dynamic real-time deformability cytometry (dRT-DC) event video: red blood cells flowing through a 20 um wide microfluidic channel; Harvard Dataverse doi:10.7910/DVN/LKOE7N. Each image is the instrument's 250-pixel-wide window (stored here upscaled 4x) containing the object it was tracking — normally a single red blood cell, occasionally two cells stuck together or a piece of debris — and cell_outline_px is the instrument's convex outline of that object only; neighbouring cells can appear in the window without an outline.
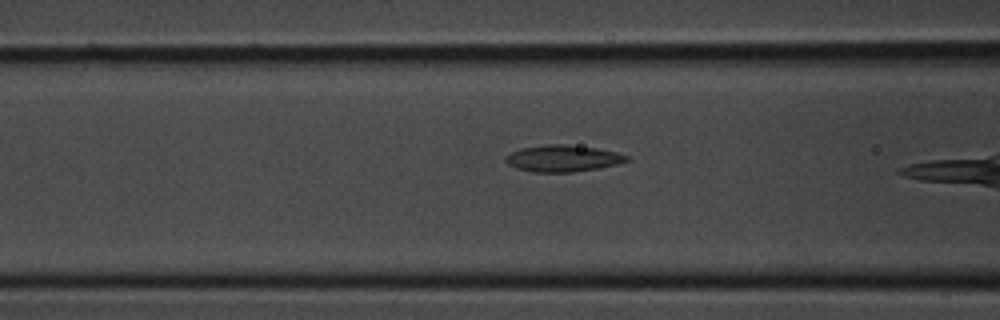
{"species": "common noctule bat (a hibernating species)", "species_latin": "Nyctalus noctula", "temperature_condition": "room temperature", "stored_images_in_passage": 9, "camera_frame_rate_fps": 3000, "um_per_image_px": 0.085, "animal": {"sex": "male", "body_mass_g": 20.1, "forearm_length_mm": 53.5}, "frame": {"image": 1, "passage_image": 7, "time_ms": 2.0, "image_size_px": [1000, 320], "cell_outline_px": [[632, 160], [600, 168], [572, 172], [532, 172], [516, 168], [508, 164], [504, 160], [504, 156], [520, 148], [548, 144], [564, 144], [596, 148], [616, 152], [628, 156]], "centroid_in_image_um": [47.83, 13.46], "position_along_channel_um": 118.8, "area_um2": 18.84}}